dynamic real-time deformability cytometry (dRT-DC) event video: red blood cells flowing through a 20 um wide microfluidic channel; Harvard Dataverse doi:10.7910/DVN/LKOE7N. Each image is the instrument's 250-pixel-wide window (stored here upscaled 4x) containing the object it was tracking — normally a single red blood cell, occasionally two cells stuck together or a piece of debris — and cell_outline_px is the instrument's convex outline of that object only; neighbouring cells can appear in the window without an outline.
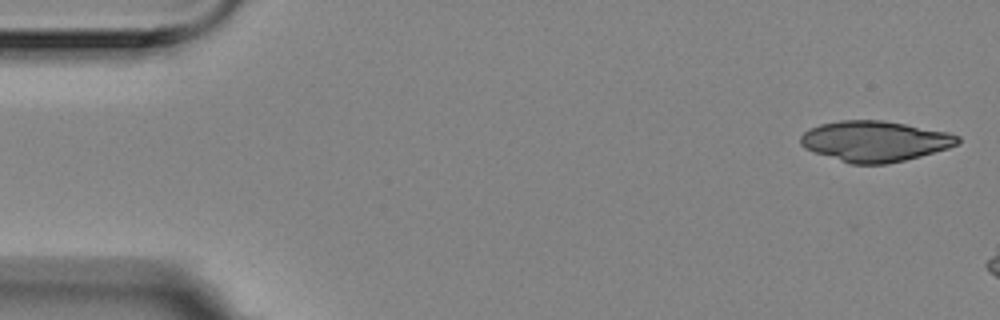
{"species": "Egyptian fruit bat (a non-hibernating species)", "species_latin": "Rousettus aegyptiacus", "temperature_condition": "room temperature", "stored_images_in_passage": 4, "camera_frame_rate_fps": 3000, "um_per_image_px": 0.085, "animal": {"sex": "female"}, "frame": {"image": 1, "passage_image": 1, "time_ms": 0.0, "image_size_px": [1000, 320], "cell_outline_px": [[960, 140], [956, 144], [948, 148], [920, 156], [888, 164], [852, 164], [804, 148], [800, 144], [800, 136], [808, 128], [820, 124], [840, 120], [884, 120], [948, 132], [960, 136]], "centroid_in_image_um": [74.35, 11.99], "position_along_channel_um": 10.6, "area_um2": 37.05}}